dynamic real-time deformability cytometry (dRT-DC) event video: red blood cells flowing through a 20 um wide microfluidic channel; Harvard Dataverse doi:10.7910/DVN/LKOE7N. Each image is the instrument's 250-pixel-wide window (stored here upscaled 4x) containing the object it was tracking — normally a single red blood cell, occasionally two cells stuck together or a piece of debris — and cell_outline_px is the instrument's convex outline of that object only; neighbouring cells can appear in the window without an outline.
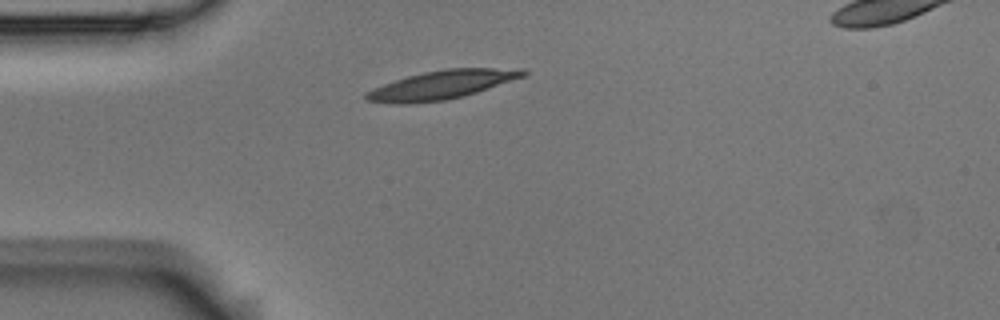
{"species": "Egyptian fruit bat (a non-hibernating species)", "species_latin": "Rousettus aegyptiacus", "temperature_condition": "room temperature", "stored_images_in_passage": 6, "camera_frame_rate_fps": 3000, "um_per_image_px": 0.085, "animal": {"sex": "male"}, "frame": {"image": 1, "passage_image": 1, "time_ms": 0.0, "image_size_px": [1000, 320], "cell_outline_px": [[528, 72], [524, 76], [464, 96], [444, 100], [408, 104], [392, 104], [364, 100], [364, 92], [384, 84], [408, 76], [424, 72], [444, 68], [524, 68]], "centroid_in_image_um": [37.52, 7.21], "position_along_channel_um": 47.5, "area_um2": 26.18}}
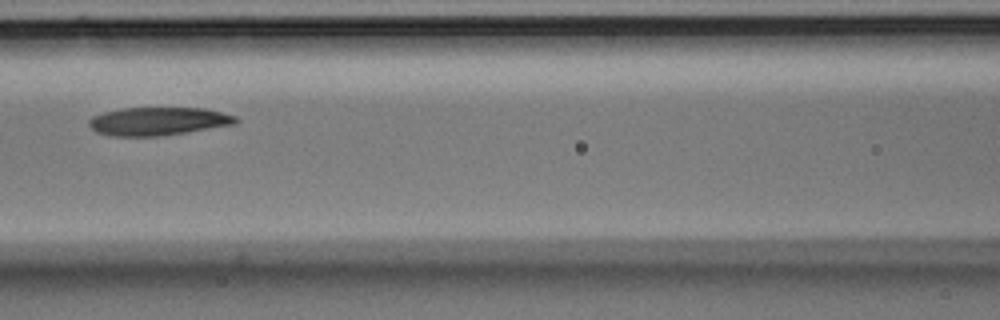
{"frame": {"image": 2, "passage_image": 4, "time_ms": 1.0, "image_size_px": [1000, 320], "cell_outline_px": [[240, 120], [236, 124], [160, 136], [112, 136], [96, 132], [88, 124], [88, 120], [92, 116], [104, 112], [124, 108], [204, 108], [236, 116]], "centroid_in_image_um": [13.44, 10.31], "position_along_channel_um": 153.2, "area_um2": 24.04}}
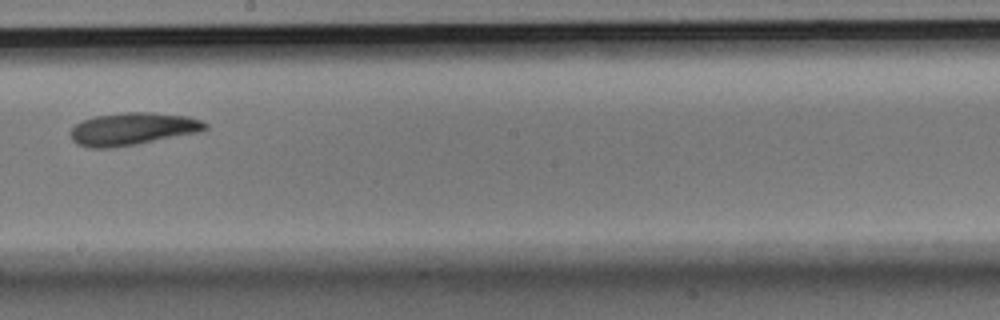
{"frame": {"image": 3, "passage_image": 6, "time_ms": 1.667, "image_size_px": [1000, 320], "cell_outline_px": [[208, 128], [200, 132], [136, 144], [112, 148], [88, 148], [76, 144], [72, 140], [68, 132], [76, 124], [84, 120], [96, 116], [124, 112], [152, 112], [188, 116], [200, 120], [208, 124]], "centroid_in_image_um": [11.26, 10.96], "position_along_channel_um": 236.9, "area_um2": 25.66}}